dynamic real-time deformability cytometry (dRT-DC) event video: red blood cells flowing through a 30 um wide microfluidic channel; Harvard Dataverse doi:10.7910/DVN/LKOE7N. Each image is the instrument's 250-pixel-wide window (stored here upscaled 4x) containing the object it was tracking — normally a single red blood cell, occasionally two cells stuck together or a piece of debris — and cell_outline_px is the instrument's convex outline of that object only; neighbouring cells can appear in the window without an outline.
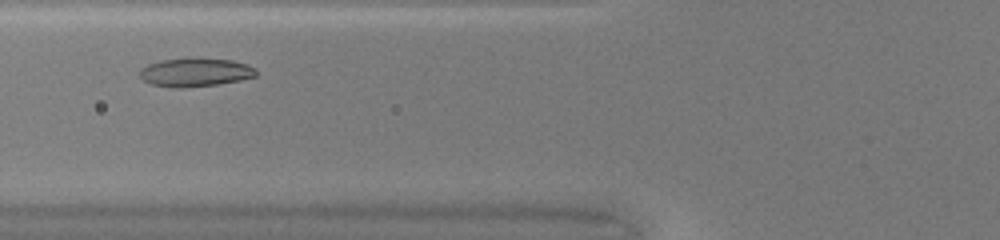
{"species": "common noctule bat (a hibernating species)", "species_latin": "Nyctalus noctula", "temperature_condition": "warm", "stored_images_in_passage": 27, "camera_frame_rate_fps": 3000, "um_per_image_px": 0.085, "animal": {"sex": "female", "body_mass_g": 20.0, "forearm_length_mm": 54.0}, "frame": {"image": 1, "passage_image": 6, "time_ms": 1.667, "image_size_px": [1000, 240], "cell_outline_px": [[256, 76], [240, 80], [216, 84], [184, 88], [176, 88], [152, 84], [144, 80], [140, 76], [140, 68], [148, 64], [160, 60], [232, 60], [248, 64], [256, 68]], "centroid_in_image_um": [16.6, 6.17], "position_along_channel_um": 109.2, "area_um2": 18.73}}
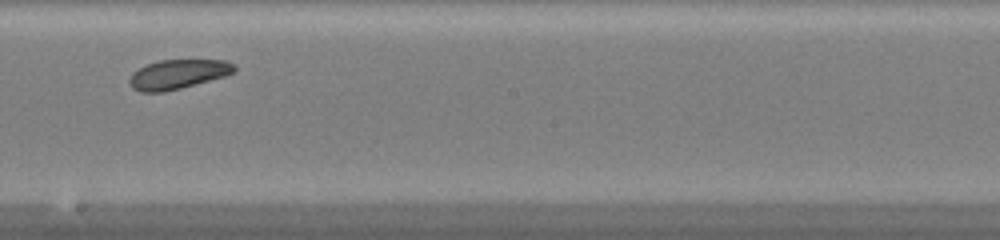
{"frame": {"image": 2, "passage_image": 15, "time_ms": 4.667, "image_size_px": [1000, 240], "cell_outline_px": [[236, 68], [232, 72], [224, 76], [180, 88], [164, 92], [140, 92], [132, 88], [128, 80], [132, 72], [148, 64], [160, 60], [224, 60], [232, 64]], "centroid_in_image_um": [15.06, 6.31], "position_along_channel_um": 233.1, "area_um2": 17.69}}
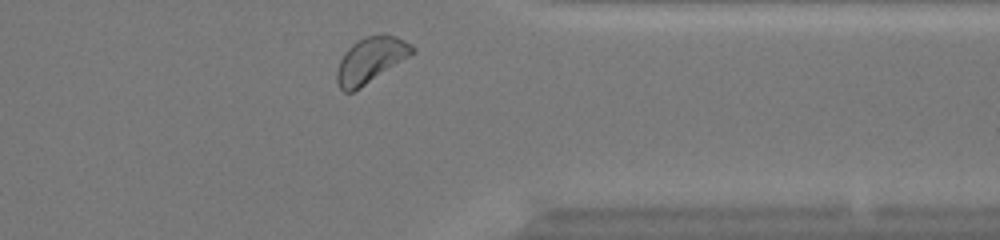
{"frame": {"image": 3, "passage_image": 26, "time_ms": 8.333, "image_size_px": [1000, 240], "cell_outline_px": [[416, 52], [360, 88], [352, 92], [344, 92], [340, 88], [336, 80], [336, 72], [340, 60], [344, 52], [352, 44], [364, 36], [396, 36], [412, 44], [416, 48]], "centroid_in_image_um": [31.5, 5.11], "position_along_channel_um": 379.9, "area_um2": 19.83}, "authors_computed_cell_mechanics": {"area_um2": 18.7272, "velocity_mm_per_s": 4.1475, "shape_relaxation_time_tau1_ms": 1.0398, "shape_relaxation_time_tau2_ms": 7.9722, "deformation_change_tau1": 0.0706, "deformation_change_tau2": 0.1441}}